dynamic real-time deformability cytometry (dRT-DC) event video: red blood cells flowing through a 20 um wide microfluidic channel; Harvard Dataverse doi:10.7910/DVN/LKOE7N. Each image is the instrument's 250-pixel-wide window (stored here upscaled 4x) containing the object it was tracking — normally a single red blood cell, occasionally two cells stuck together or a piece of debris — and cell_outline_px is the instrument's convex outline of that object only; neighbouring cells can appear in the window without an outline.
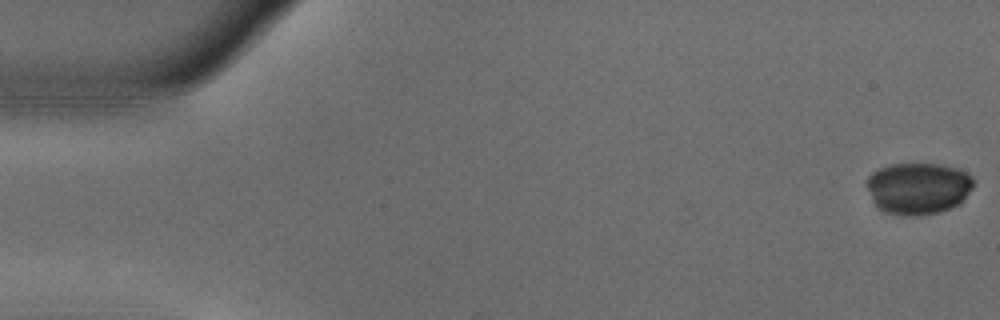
{"species": "common noctule bat (a hibernating species)", "species_latin": "Nyctalus noctula", "temperature_condition": "warm", "stored_images_in_passage": 36, "camera_frame_rate_fps": 3000, "um_per_image_px": 0.085, "animal": {"sex": "male", "body_mass_g": 18.8}, "frame": {"image": 1, "passage_image": 1, "time_ms": 0.0, "image_size_px": [1000, 320], "cell_outline_px": [[972, 188], [964, 200], [960, 204], [940, 212], [916, 216], [904, 216], [884, 212], [872, 200], [868, 188], [868, 176], [872, 172], [880, 168], [892, 164], [940, 164], [956, 168], [972, 176]], "centroid_in_image_um": [78.06, 16.02], "position_along_channel_um": 6.9, "area_um2": 32.14}}
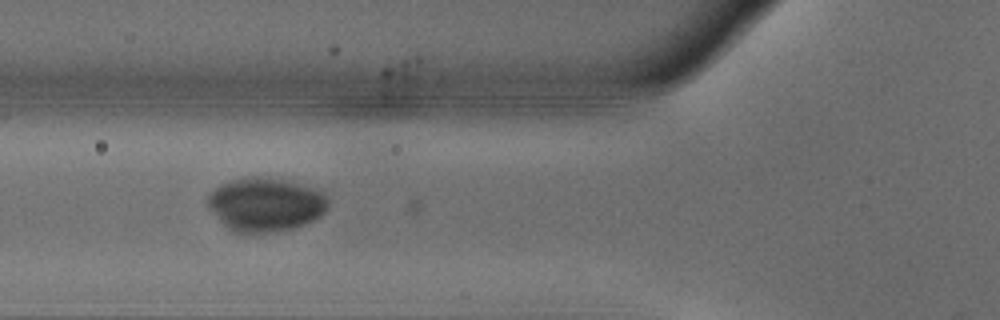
{"frame": {"image": 2, "passage_image": 20, "time_ms": 6.333, "image_size_px": [1000, 320], "cell_outline_px": [[328, 208], [320, 216], [296, 228], [280, 232], [232, 232], [212, 212], [208, 204], [208, 192], [232, 180], [256, 176], [284, 180], [316, 188], [324, 192], [328, 196]], "centroid_in_image_um": [22.61, 17.39], "position_along_channel_um": 103.2, "area_um2": 37.63}}
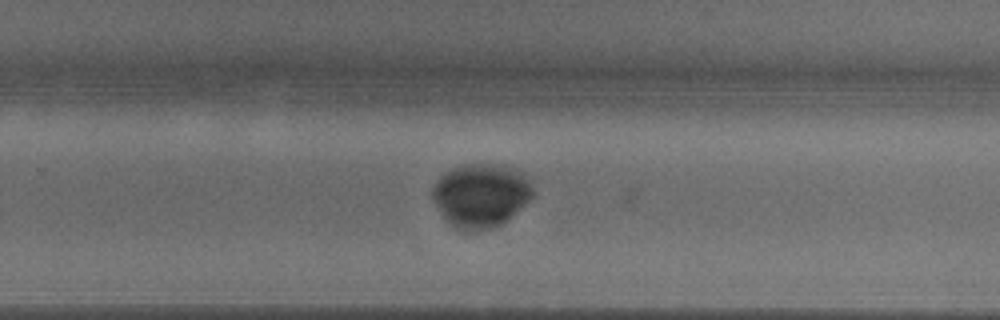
{"frame": {"image": 3, "passage_image": 35, "time_ms": 11.333, "image_size_px": [1000, 320], "cell_outline_px": [[536, 192], [508, 220], [500, 224], [488, 228], [456, 228], [444, 216], [432, 196], [432, 188], [436, 180], [444, 172], [452, 168], [464, 164], [504, 164], [520, 172], [528, 180]], "centroid_in_image_um": [40.88, 16.54], "position_along_channel_um": 288.9, "area_um2": 36.47}}